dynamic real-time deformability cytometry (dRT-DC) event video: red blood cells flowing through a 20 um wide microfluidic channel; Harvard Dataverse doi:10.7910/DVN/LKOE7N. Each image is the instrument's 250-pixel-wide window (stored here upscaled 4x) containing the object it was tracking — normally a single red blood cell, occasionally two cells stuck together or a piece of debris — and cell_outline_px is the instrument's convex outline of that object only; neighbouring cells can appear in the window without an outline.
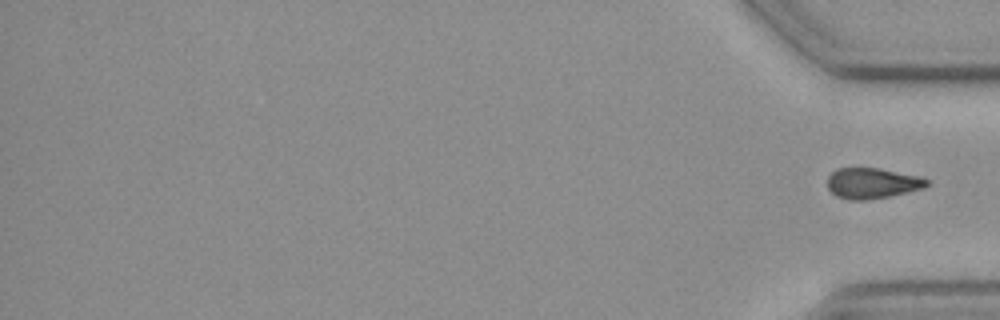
{"species": "common noctule bat (a hibernating species)", "species_latin": "Nyctalus noctula", "temperature_condition": "cold", "stored_images_in_passage": 50, "segment_of_instrument_passage": [2, 2], "camera_frame_rate_fps": 3000, "um_per_image_px": 0.085, "animal": {"sex": "female", "body_mass_g": 19.3, "forearm_length_mm": 54.1}, "frame": {"image": 1, "passage_image": 50, "time_ms": 16.333, "image_size_px": [1000, 320], "cell_outline_px": [[928, 184], [920, 188], [888, 196], [864, 200], [848, 200], [836, 196], [828, 188], [828, 176], [836, 168], [880, 168], [920, 176], [928, 180]], "centroid_in_image_um": [74.09, 15.56], "position_along_channel_um": 361.1, "area_um2": 17.51}}